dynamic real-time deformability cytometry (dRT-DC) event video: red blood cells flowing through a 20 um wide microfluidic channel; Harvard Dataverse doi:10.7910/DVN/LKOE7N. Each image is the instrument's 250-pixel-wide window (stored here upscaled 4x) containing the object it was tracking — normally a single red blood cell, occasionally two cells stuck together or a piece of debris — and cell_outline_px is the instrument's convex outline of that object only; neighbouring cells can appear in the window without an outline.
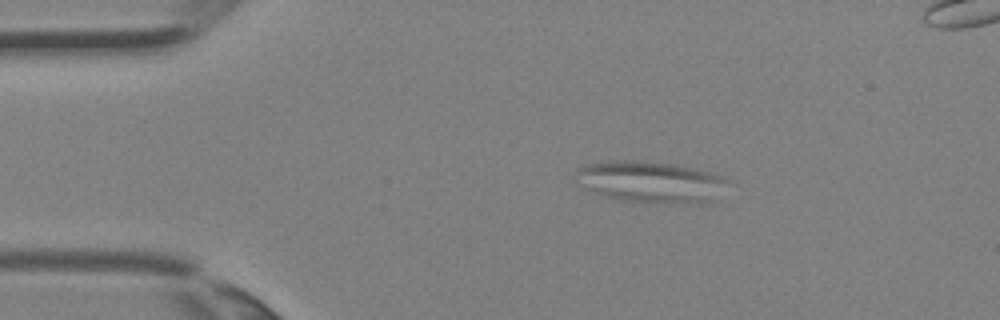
{"species": "Egyptian fruit bat (a non-hibernating species)", "species_latin": "Rousettus aegyptiacus", "temperature_condition": "room temperature", "stored_images_in_passage": 3, "camera_frame_rate_fps": 3000, "um_per_image_px": 0.085, "animal": {"sex": "female"}, "frame": {"image": 1, "passage_image": 1, "time_ms": 0.0, "image_size_px": [1000, 320], "cell_outline_px": [[728, 180], [716, 200], [700, 204], [696, 204], [624, 200], [604, 196], [584, 188], [576, 184], [576, 172], [584, 164], [604, 160], [636, 160], [668, 164], [708, 172], [724, 176]], "centroid_in_image_um": [55.26, 15.46], "position_along_channel_um": 29.7, "area_um2": 36.53}}